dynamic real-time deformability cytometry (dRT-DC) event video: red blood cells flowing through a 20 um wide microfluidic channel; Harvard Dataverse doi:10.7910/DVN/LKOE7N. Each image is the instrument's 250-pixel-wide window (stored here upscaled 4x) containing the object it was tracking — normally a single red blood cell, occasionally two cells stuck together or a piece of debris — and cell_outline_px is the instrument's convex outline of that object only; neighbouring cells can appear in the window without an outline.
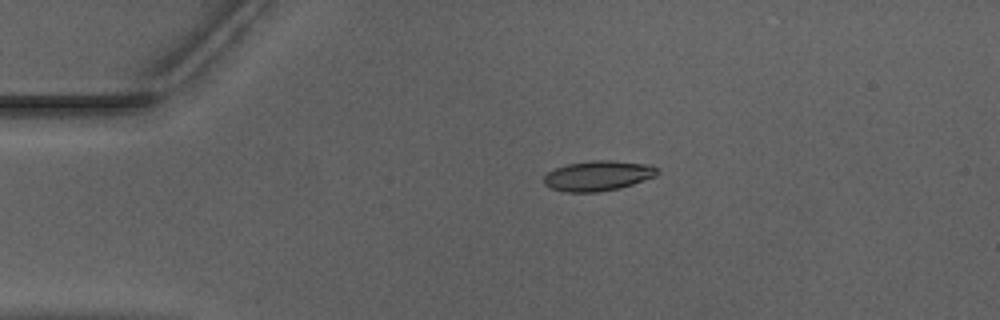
{"species": "Egyptian fruit bat (a non-hibernating species)", "species_latin": "Rousettus aegyptiacus", "temperature_condition": "warm", "stored_images_in_passage": 42, "camera_frame_rate_fps": 3000, "um_per_image_px": 0.085, "animal": {"sex": "male"}, "frame": {"image": 1, "passage_image": 1, "time_ms": 0.0, "image_size_px": [1000, 320], "cell_outline_px": [[660, 172], [656, 176], [620, 188], [596, 192], [568, 192], [552, 188], [544, 184], [544, 176], [548, 172], [556, 168], [568, 164], [592, 160], [612, 160], [652, 164], [660, 168]], "centroid_in_image_um": [50.9, 14.92], "position_along_channel_um": 34.1, "area_um2": 20.0}}
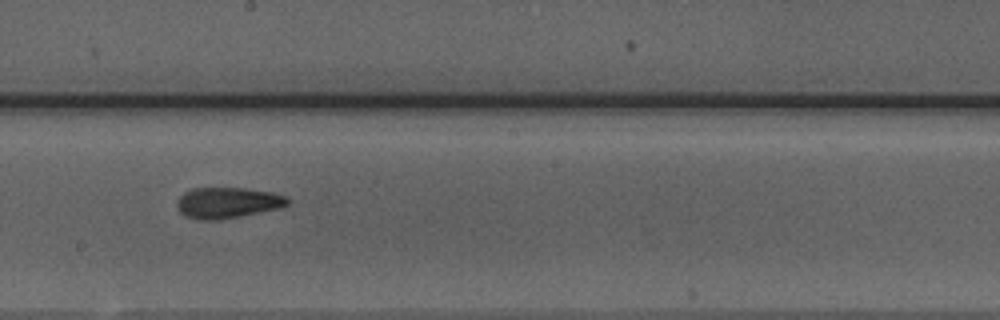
{"frame": {"image": 2, "passage_image": 19, "time_ms": 6.0, "image_size_px": [1000, 320], "cell_outline_px": [[288, 204], [280, 208], [220, 220], [200, 220], [184, 216], [180, 212], [176, 204], [180, 196], [184, 192], [192, 188], [244, 188], [272, 192], [284, 196], [288, 200]], "centroid_in_image_um": [19.3, 17.24], "position_along_channel_um": 228.9, "area_um2": 19.88}}
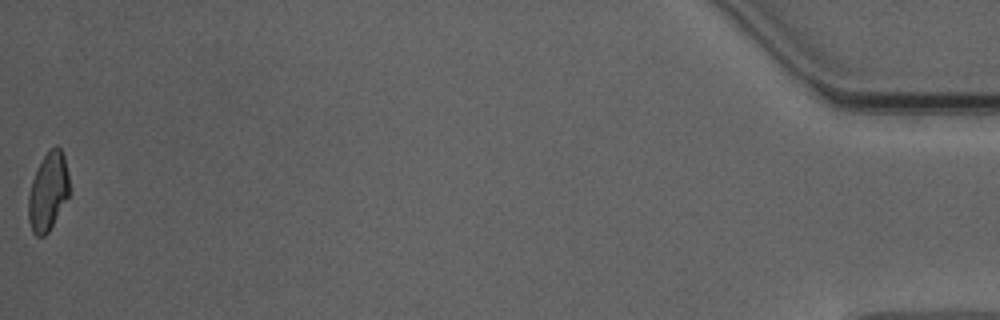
{"frame": {"image": 3, "passage_image": 42, "time_ms": 13.667, "image_size_px": [1000, 320], "cell_outline_px": [[68, 196], [48, 232], [44, 236], [36, 236], [32, 232], [28, 220], [28, 196], [32, 180], [40, 160], [56, 144], [60, 148], [64, 156], [68, 172]], "centroid_in_image_um": [4.06, 16.28], "position_along_channel_um": 431.1, "area_um2": 18.44}, "authors_computed_cell_mechanics": {"area_um2": 19.652, "velocity_mm_per_s": 3.9653, "shape_relaxation_time_tau1_ms": 10.3672, "shape_relaxation_time_tau2_ms": 2.5094, "deformation_change_tau1": 0.2404, "deformation_change_tau2": 0.0923}}